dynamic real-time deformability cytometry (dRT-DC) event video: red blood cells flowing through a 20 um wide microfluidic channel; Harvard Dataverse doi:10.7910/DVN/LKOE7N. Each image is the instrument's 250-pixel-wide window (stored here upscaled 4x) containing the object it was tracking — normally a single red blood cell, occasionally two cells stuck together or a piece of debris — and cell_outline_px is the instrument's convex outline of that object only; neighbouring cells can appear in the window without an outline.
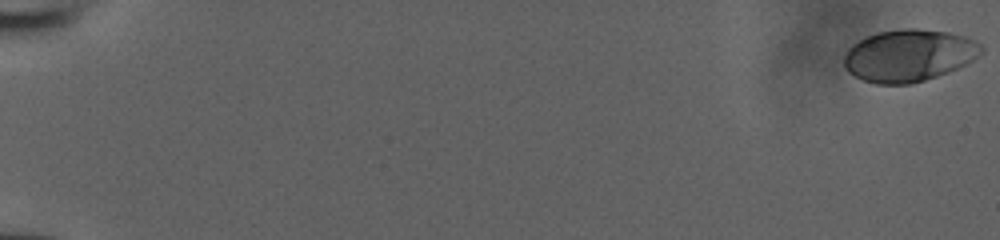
{"species": "human", "species_latin": "Homo sapiens", "temperature_condition": "room temperature", "stored_images_in_passage": 53, "camera_frame_rate_fps": 3000, "um_per_image_px": 0.085, "donor": {"sex": "male"}, "frame": {"image": 1, "passage_image": 1, "time_ms": 0.0, "image_size_px": [1000, 240], "cell_outline_px": [[984, 52], [972, 60], [948, 72], [912, 84], [876, 84], [864, 80], [848, 72], [844, 68], [844, 56], [848, 48], [852, 44], [864, 36], [880, 32], [904, 28], [916, 28], [948, 32], [964, 36], [980, 44], [984, 48]], "centroid_in_image_um": [77.23, 4.71], "position_along_channel_um": 7.8, "area_um2": 41.67}}
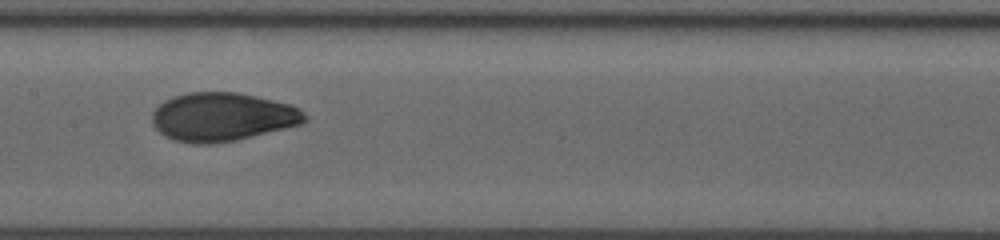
{"frame": {"image": 2, "passage_image": 30, "time_ms": 9.667, "image_size_px": [1000, 240], "cell_outline_px": [[308, 120], [304, 124], [236, 140], [212, 144], [192, 144], [172, 140], [164, 136], [152, 124], [152, 112], [164, 100], [172, 96], [188, 92], [236, 92], [256, 96], [288, 104], [300, 108], [308, 116]], "centroid_in_image_um": [18.9, 9.94], "position_along_channel_um": 188.5, "area_um2": 43.58}}
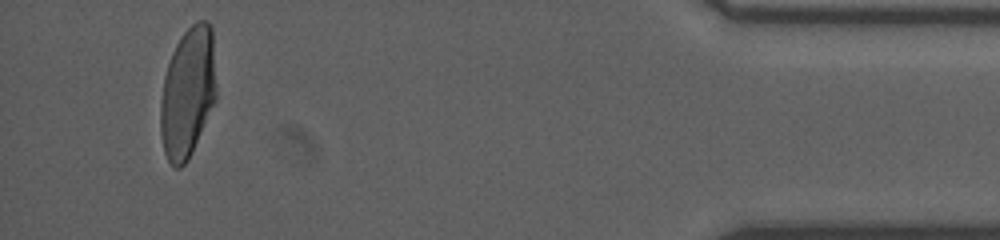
{"frame": {"image": 3, "passage_image": 51, "time_ms": 16.667, "image_size_px": [1000, 240], "cell_outline_px": [[216, 100], [192, 152], [188, 160], [180, 168], [176, 168], [168, 160], [164, 152], [160, 132], [160, 104], [164, 76], [172, 52], [180, 36], [196, 20], [208, 20], [212, 24], [216, 84]], "centroid_in_image_um": [15.97, 7.83], "position_along_channel_um": 419.2, "area_um2": 42.77}}